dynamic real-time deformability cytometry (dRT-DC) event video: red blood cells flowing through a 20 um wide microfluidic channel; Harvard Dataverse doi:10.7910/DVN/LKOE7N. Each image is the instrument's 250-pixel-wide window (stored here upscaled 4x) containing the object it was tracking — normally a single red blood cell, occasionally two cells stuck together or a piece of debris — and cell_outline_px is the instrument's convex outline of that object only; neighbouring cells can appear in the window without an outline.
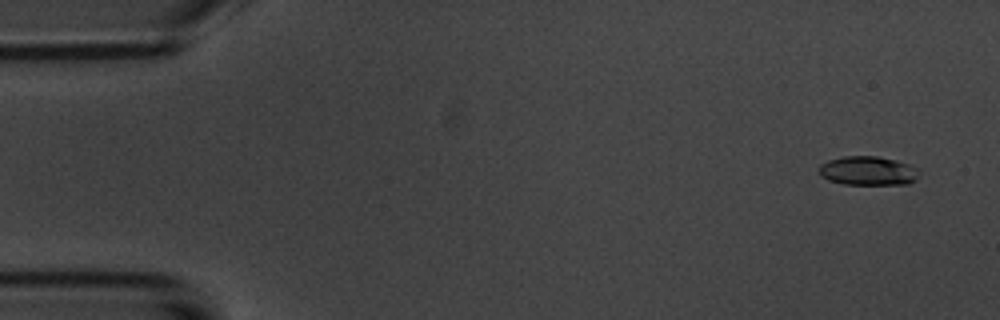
{"species": "common noctule bat (a hibernating species)", "species_latin": "Nyctalus noctula", "temperature_condition": "room temperature", "stored_images_in_passage": 49, "camera_frame_rate_fps": 3000, "um_per_image_px": 0.085, "animal": {"sex": "male", "body_mass_g": 20.1, "forearm_length_mm": 53.5}, "frame": {"image": 1, "passage_image": 3, "time_ms": 0.667, "image_size_px": [1000, 320], "cell_outline_px": [[920, 172], [916, 180], [908, 184], [844, 184], [828, 180], [820, 176], [816, 172], [820, 164], [828, 160], [844, 156], [876, 156], [896, 160], [908, 164], [916, 168]], "centroid_in_image_um": [73.74, 14.52], "position_along_channel_um": 11.3, "area_um2": 17.11}}
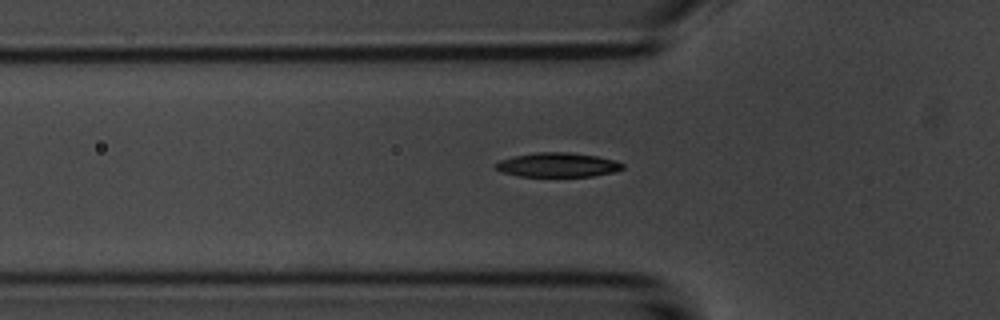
{"frame": {"image": 2, "passage_image": 18, "time_ms": 5.667, "image_size_px": [1000, 320], "cell_outline_px": [[624, 168], [612, 172], [592, 176], [520, 176], [500, 172], [496, 168], [496, 164], [500, 160], [516, 156], [536, 152], [568, 152], [596, 156], [616, 160], [624, 164]], "centroid_in_image_um": [47.42, 14.01], "position_along_channel_um": 78.4, "area_um2": 17.8}}
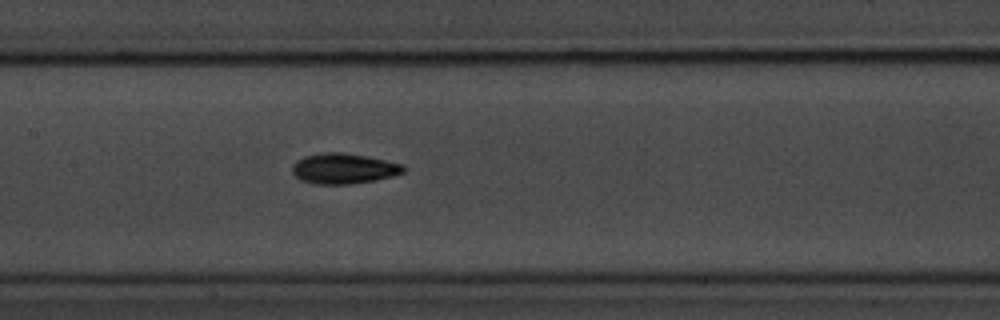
{"frame": {"image": 3, "passage_image": 26, "time_ms": 8.333, "image_size_px": [1000, 320], "cell_outline_px": [[404, 172], [396, 176], [376, 180], [348, 184], [316, 184], [300, 180], [292, 172], [292, 164], [296, 160], [304, 156], [324, 152], [344, 152], [404, 164]], "centroid_in_image_um": [29.2, 14.33], "position_along_channel_um": 178.2, "area_um2": 19.83}}